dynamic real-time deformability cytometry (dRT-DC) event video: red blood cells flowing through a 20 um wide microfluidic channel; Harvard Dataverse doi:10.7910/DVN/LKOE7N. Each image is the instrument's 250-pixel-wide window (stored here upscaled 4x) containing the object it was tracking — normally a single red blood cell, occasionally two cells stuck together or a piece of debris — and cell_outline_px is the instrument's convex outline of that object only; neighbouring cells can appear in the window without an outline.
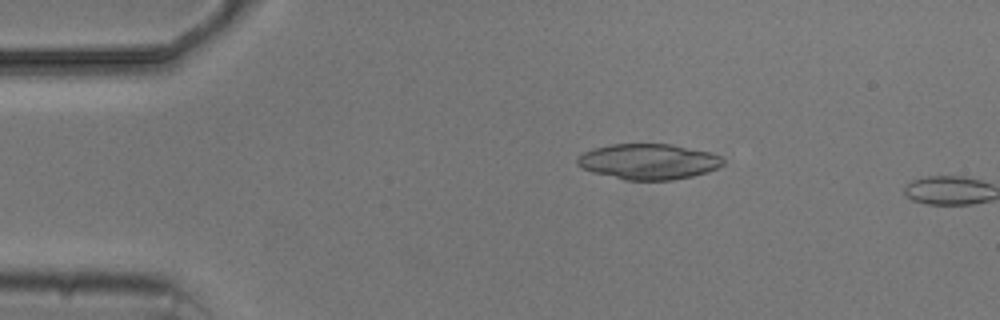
{"species": "common noctule bat (a hibernating species)", "species_latin": "Nyctalus noctula", "temperature_condition": "cold", "stored_images_in_passage": 4, "camera_frame_rate_fps": 3000, "um_per_image_px": 0.085, "animal": {"sex": "male", "body_mass_g": 20.5, "forearm_length_mm": 52.5}, "frame": {"image": 1, "passage_image": 3, "time_ms": 2.333, "image_size_px": [1000, 320], "cell_outline_px": [[724, 164], [708, 172], [692, 176], [672, 180], [624, 180], [592, 172], [576, 164], [576, 160], [584, 152], [592, 148], [612, 144], [672, 144], [712, 152], [724, 156]], "centroid_in_image_um": [55.16, 13.73], "position_along_channel_um": 29.8, "area_um2": 30.46}}